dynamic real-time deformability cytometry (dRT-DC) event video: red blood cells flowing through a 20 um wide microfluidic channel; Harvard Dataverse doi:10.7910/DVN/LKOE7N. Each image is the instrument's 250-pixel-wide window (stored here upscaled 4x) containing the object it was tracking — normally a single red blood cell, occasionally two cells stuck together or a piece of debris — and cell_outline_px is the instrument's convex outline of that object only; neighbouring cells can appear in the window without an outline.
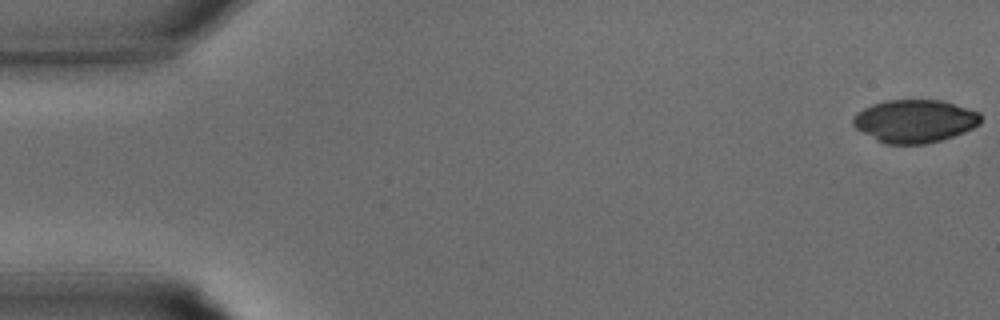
{"species": "common noctule bat (a hibernating species)", "species_latin": "Nyctalus noctula", "temperature_condition": "warm", "stored_images_in_passage": 33, "camera_frame_rate_fps": 3000, "um_per_image_px": 0.085, "animal": {"sex": "male", "body_mass_g": 15.6}, "frame": {"image": 1, "passage_image": 1, "time_ms": 0.0, "image_size_px": [1000, 320], "cell_outline_px": [[980, 124], [964, 132], [940, 140], [924, 144], [884, 144], [876, 140], [856, 128], [852, 124], [852, 120], [856, 112], [872, 104], [884, 100], [944, 100], [980, 112]], "centroid_in_image_um": [77.74, 10.28], "position_along_channel_um": 7.3, "area_um2": 32.02}}
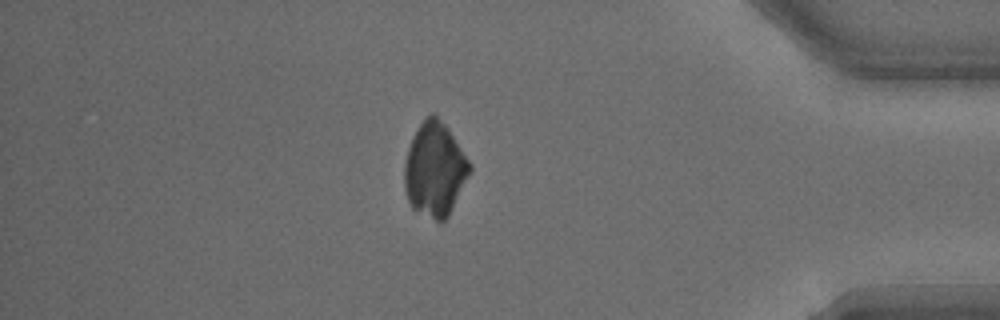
{"frame": {"image": 2, "passage_image": 29, "time_ms": 9.333, "image_size_px": [1000, 320], "cell_outline_px": [[472, 172], [448, 216], [444, 220], [436, 220], [412, 208], [408, 200], [404, 188], [404, 164], [408, 148], [420, 124], [432, 112], [448, 128], [472, 164]], "centroid_in_image_um": [36.98, 14.42], "position_along_channel_um": 398.2, "area_um2": 35.55}}